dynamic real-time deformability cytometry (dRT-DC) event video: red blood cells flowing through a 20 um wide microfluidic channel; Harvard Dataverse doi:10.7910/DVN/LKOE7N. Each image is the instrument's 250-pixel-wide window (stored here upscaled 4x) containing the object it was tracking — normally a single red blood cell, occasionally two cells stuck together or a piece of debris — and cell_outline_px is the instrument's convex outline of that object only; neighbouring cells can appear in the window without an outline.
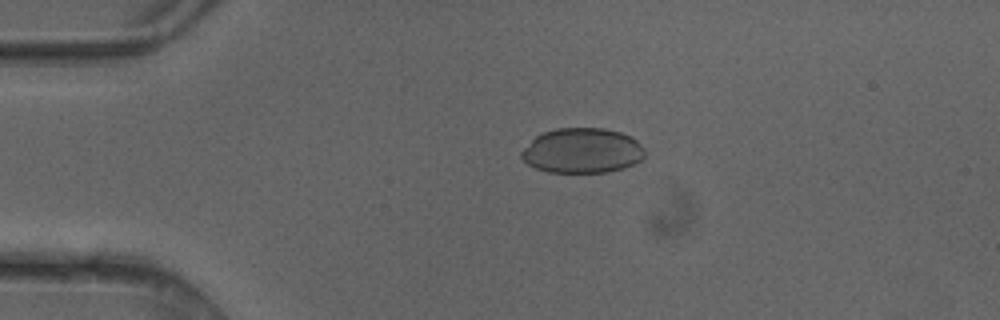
{"species": "common noctule bat (a hibernating species)", "species_latin": "Nyctalus noctula", "temperature_condition": "cold", "stored_images_in_passage": 4, "camera_frame_rate_fps": 3000, "um_per_image_px": 0.085, "animal": {"sex": "female"}, "frame": {"image": 1, "passage_image": 3, "time_ms": 0.667, "image_size_px": [1000, 320], "cell_outline_px": [[644, 156], [640, 160], [624, 168], [604, 172], [548, 172], [536, 168], [528, 164], [520, 156], [520, 152], [536, 136], [544, 132], [556, 128], [604, 128], [620, 132], [632, 136], [644, 148]], "centroid_in_image_um": [49.49, 12.8], "position_along_channel_um": 35.5, "area_um2": 32.25}}